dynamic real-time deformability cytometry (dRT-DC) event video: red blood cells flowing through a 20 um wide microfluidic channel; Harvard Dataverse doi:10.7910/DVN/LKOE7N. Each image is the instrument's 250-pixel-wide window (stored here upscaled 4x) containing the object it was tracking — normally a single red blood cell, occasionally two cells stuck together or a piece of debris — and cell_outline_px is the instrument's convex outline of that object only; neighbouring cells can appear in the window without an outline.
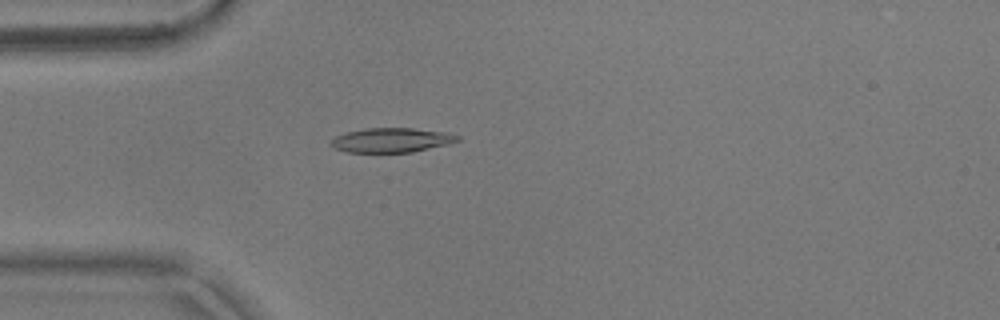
{"species": "common noctule bat (a hibernating species)", "species_latin": "Nyctalus noctula", "temperature_condition": "warm", "stored_images_in_passage": 43, "camera_frame_rate_fps": 3000, "um_per_image_px": 0.085, "animal": {"sex": "male", "body_mass_g": 17.9}, "frame": {"image": 1, "passage_image": 4, "time_ms": 1.0, "image_size_px": [1000, 320], "cell_outline_px": [[460, 140], [448, 144], [412, 152], [344, 152], [336, 148], [332, 144], [332, 140], [336, 136], [348, 132], [364, 128], [412, 128], [444, 132], [460, 136]], "centroid_in_image_um": [33.3, 11.91], "position_along_channel_um": 51.7, "area_um2": 17.8}}
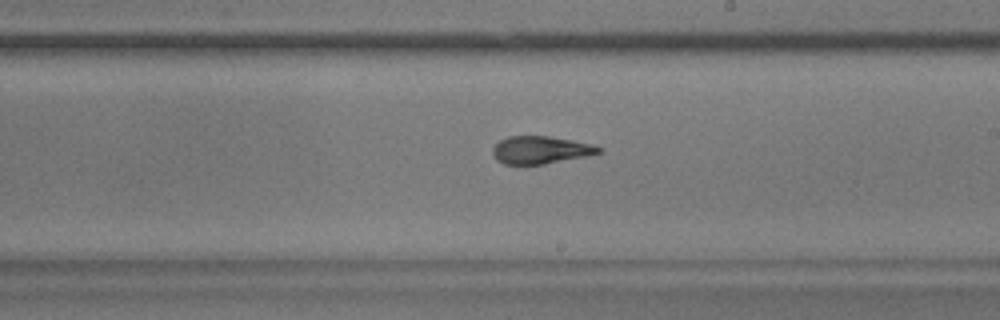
{"frame": {"image": 2, "passage_image": 20, "time_ms": 6.333, "image_size_px": [1000, 320], "cell_outline_px": [[604, 152], [588, 156], [544, 164], [504, 164], [496, 160], [492, 152], [492, 148], [500, 140], [508, 136], [548, 136], [572, 140], [592, 144], [604, 148]], "centroid_in_image_um": [45.99, 12.75], "position_along_channel_um": 243.0, "area_um2": 17.22}}
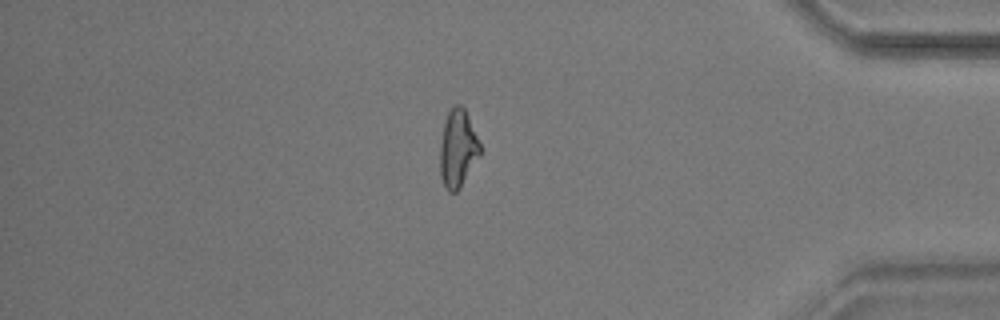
{"frame": {"image": 3, "passage_image": 35, "time_ms": 11.333, "image_size_px": [1000, 320], "cell_outline_px": [[480, 156], [460, 188], [456, 192], [448, 192], [440, 176], [440, 144], [444, 120], [448, 112], [456, 104], [460, 104], [464, 108], [480, 144]], "centroid_in_image_um": [38.9, 12.65], "position_along_channel_um": 396.3, "area_um2": 18.03}, "authors_computed_cell_mechanics": {"area_um2": 17.6868, "velocity_mm_per_s": 3.714, "shape_relaxation_time_tau1_ms": 10.6112, "shape_relaxation_time_tau2_ms": 1.9989, "deformation_change_tau1": 0.2893, "deformation_change_tau2": 0.0859}}